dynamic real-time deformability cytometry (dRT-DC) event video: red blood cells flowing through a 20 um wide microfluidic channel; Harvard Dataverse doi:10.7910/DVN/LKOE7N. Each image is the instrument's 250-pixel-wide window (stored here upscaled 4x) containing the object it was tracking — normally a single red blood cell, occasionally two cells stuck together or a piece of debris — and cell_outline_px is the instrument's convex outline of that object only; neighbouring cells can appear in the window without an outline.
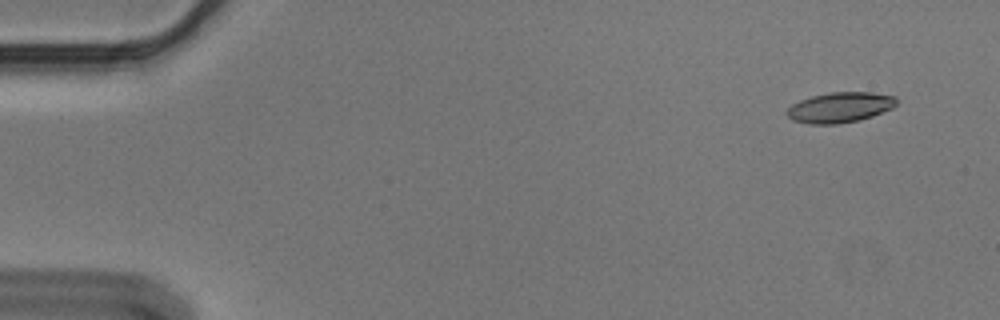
{"species": "Egyptian fruit bat (a non-hibernating species)", "species_latin": "Rousettus aegyptiacus", "temperature_condition": "cold", "stored_images_in_passage": 6, "camera_frame_rate_fps": 3000, "um_per_image_px": 0.085, "animal": {"sex": "male"}, "frame": {"image": 1, "passage_image": 1, "time_ms": 0.0, "image_size_px": [1000, 320], "cell_outline_px": [[896, 104], [892, 108], [872, 116], [860, 120], [840, 124], [808, 124], [792, 120], [784, 112], [792, 104], [800, 100], [812, 96], [828, 92], [872, 92], [896, 96]], "centroid_in_image_um": [71.37, 9.13], "position_along_channel_um": 13.6, "area_um2": 19.54}}
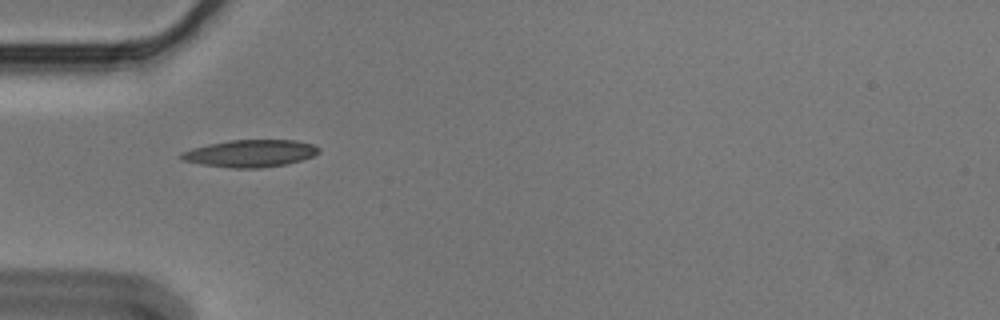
{"frame": {"image": 2, "passage_image": 5, "time_ms": 1.333, "image_size_px": [1000, 320], "cell_outline_px": [[320, 152], [312, 156], [300, 160], [284, 164], [260, 168], [232, 168], [200, 164], [180, 160], [176, 156], [180, 152], [192, 148], [208, 144], [228, 140], [296, 140], [312, 144], [320, 148]], "centroid_in_image_um": [21.2, 13.03], "position_along_channel_um": 63.8, "area_um2": 21.96}}
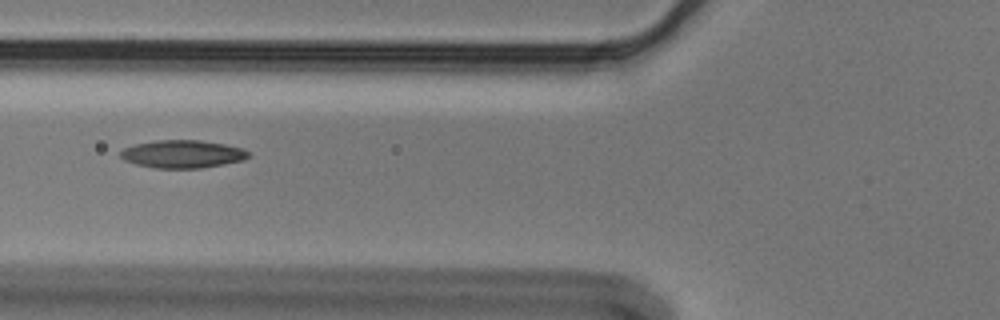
{"frame": {"image": 3, "passage_image": 6, "time_ms": 1.667, "image_size_px": [1000, 320], "cell_outline_px": [[252, 156], [244, 160], [224, 164], [200, 168], [156, 168], [136, 164], [124, 160], [120, 156], [120, 152], [124, 148], [136, 144], [156, 140], [200, 140], [224, 144], [244, 148]], "centroid_in_image_um": [15.55, 13.09], "position_along_channel_um": 110.3, "area_um2": 20.81}}